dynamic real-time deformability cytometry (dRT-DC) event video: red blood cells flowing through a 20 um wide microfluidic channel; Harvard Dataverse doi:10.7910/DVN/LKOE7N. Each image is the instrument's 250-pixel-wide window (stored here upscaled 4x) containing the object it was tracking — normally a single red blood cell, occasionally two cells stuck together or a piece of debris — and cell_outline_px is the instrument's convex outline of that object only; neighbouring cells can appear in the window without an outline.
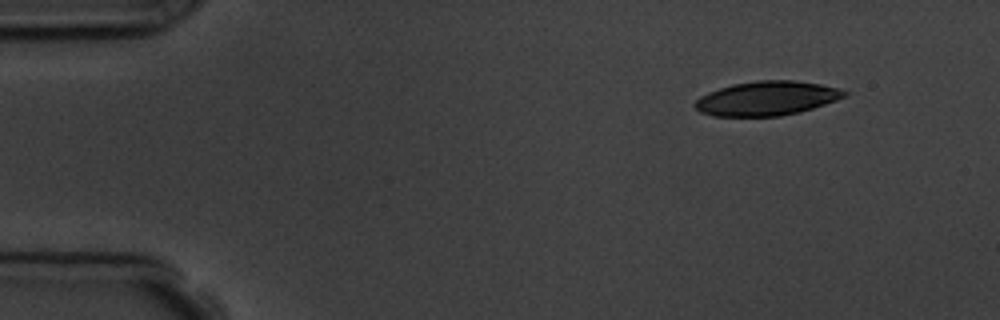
{"species": "common noctule bat (a hibernating species)", "species_latin": "Nyctalus noctula", "temperature_condition": "room temperature", "stored_images_in_passage": 5, "segment_of_instrument_passage": [1, 2], "camera_frame_rate_fps": 3000, "um_per_image_px": 0.085, "animal": {"sex": "male", "body_mass_g": 19.5, "forearm_length_mm": 54.6}, "frame": {"image": 1, "passage_image": 1, "time_ms": 0.0, "image_size_px": [1000, 320], "cell_outline_px": [[848, 92], [844, 96], [836, 100], [800, 112], [780, 116], [712, 116], [700, 112], [692, 104], [700, 96], [708, 92], [732, 84], [760, 80], [792, 80], [820, 84], [836, 88]], "centroid_in_image_um": [65.13, 8.36], "position_along_channel_um": 19.9, "area_um2": 29.65}}